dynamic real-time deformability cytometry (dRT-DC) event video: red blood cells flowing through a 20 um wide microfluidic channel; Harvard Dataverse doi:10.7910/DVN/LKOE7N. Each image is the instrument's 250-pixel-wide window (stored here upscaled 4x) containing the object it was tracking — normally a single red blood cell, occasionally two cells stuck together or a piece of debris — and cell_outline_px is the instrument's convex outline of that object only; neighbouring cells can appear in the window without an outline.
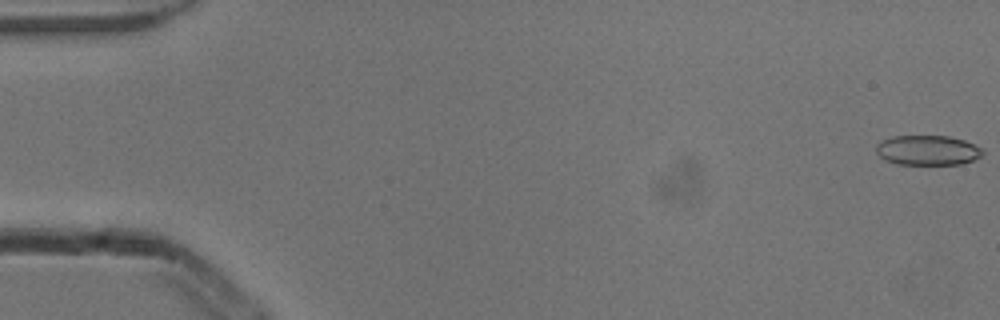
{"species": "common noctule bat (a hibernating species)", "species_latin": "Nyctalus noctula", "temperature_condition": "cold", "stored_images_in_passage": 5, "camera_frame_rate_fps": 3000, "um_per_image_px": 0.085, "animal": {"sex": "male", "body_mass_g": 13.3}, "frame": {"image": 1, "passage_image": 1, "time_ms": 0.0, "image_size_px": [1000, 320], "cell_outline_px": [[984, 152], [980, 156], [972, 160], [960, 164], [896, 164], [880, 156], [876, 152], [876, 144], [880, 140], [892, 136], [948, 136], [964, 140], [980, 148]], "centroid_in_image_um": [78.81, 12.76], "position_along_channel_um": 6.2, "area_um2": 18.38}}
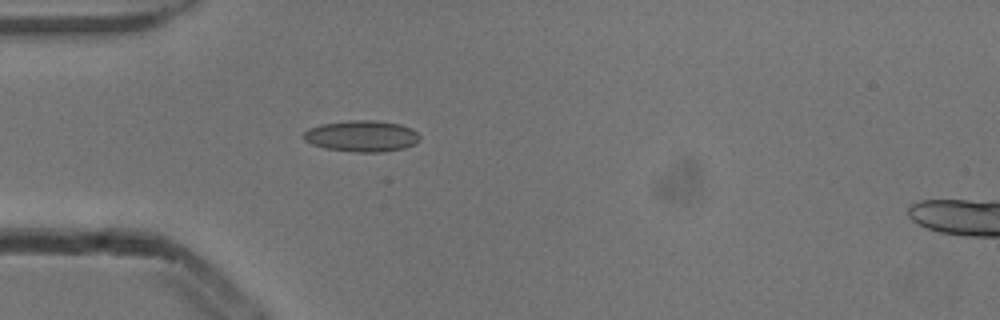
{"frame": {"image": 2, "passage_image": 5, "time_ms": 1.333, "image_size_px": [1000, 320], "cell_outline_px": [[420, 140], [404, 148], [384, 152], [352, 152], [324, 148], [312, 144], [304, 140], [300, 136], [308, 128], [320, 124], [348, 120], [376, 120], [400, 124], [412, 128], [420, 136]], "centroid_in_image_um": [30.71, 11.56], "position_along_channel_um": 54.3, "area_um2": 21.44}}